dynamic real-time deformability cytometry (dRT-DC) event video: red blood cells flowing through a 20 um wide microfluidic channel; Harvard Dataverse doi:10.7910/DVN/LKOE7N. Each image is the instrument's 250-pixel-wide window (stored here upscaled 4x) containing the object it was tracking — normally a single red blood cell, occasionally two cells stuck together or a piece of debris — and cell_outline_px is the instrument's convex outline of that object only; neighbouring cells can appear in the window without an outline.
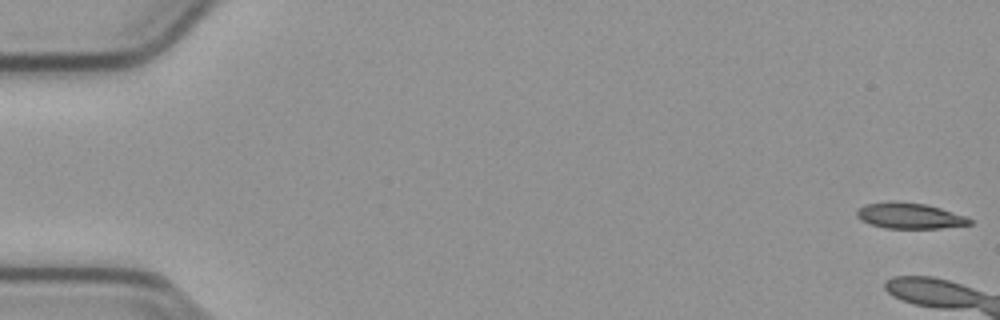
{"species": "common noctule bat (a hibernating species)", "species_latin": "Nyctalus noctula", "temperature_condition": "cold", "stored_images_in_passage": 7, "camera_frame_rate_fps": 3000, "um_per_image_px": 0.085, "animal": {"sex": "male", "body_mass_g": 23.1, "forearm_length_mm": 52.7}, "frame": {"image": 1, "passage_image": 1, "time_ms": 0.0, "image_size_px": [1000, 320], "cell_outline_px": [[972, 224], [940, 228], [884, 228], [860, 220], [856, 216], [856, 212], [864, 204], [924, 204], [940, 208], [964, 216], [972, 220]], "centroid_in_image_um": [77.34, 18.39], "position_along_channel_um": 7.7, "area_um2": 16.01}}